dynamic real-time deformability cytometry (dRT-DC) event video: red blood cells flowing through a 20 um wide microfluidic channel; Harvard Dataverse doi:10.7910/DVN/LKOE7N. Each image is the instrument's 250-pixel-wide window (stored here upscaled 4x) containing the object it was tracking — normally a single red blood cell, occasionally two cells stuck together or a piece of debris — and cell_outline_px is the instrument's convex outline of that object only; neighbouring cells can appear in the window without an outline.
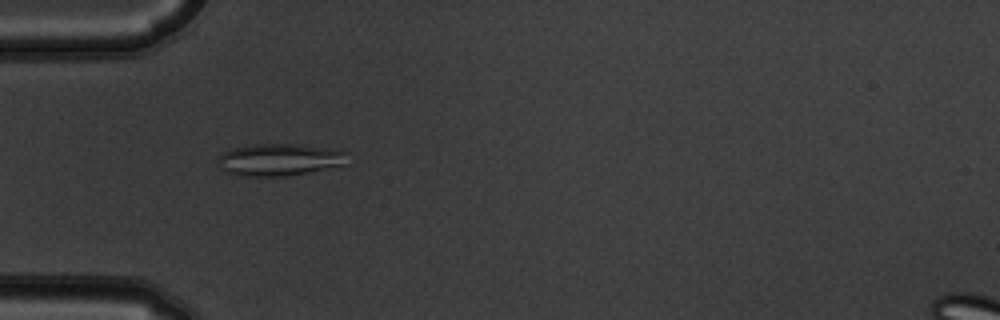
{"species": "common noctule bat (a hibernating species)", "species_latin": "Nyctalus noctula", "temperature_condition": "warm", "stored_images_in_passage": 5, "camera_frame_rate_fps": 3000, "um_per_image_px": 0.085, "animal": {"sex": "male", "body_mass_g": 19.5, "forearm_length_mm": 54.6}, "frame": {"image": 1, "passage_image": 5, "time_ms": 1.333, "image_size_px": [1000, 320], "cell_outline_px": [[348, 164], [288, 176], [240, 176], [224, 172], [220, 168], [216, 160], [216, 156], [232, 148], [252, 144], [296, 144], [336, 148], [348, 152]], "centroid_in_image_um": [23.76, 13.57], "position_along_channel_um": 61.2, "area_um2": 24.85}}